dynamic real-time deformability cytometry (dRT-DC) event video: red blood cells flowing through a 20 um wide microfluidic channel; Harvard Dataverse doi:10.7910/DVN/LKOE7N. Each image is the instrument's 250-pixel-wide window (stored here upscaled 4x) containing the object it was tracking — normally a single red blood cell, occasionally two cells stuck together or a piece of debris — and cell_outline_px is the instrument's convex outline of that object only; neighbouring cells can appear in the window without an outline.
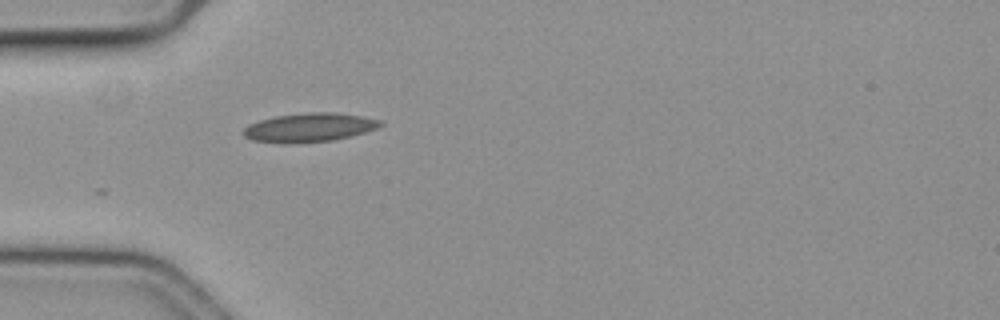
{"species": "common noctule bat (a hibernating species)", "species_latin": "Nyctalus noctula", "temperature_condition": "cold", "stored_images_in_passage": 10, "camera_frame_rate_fps": 3000, "um_per_image_px": 0.085, "animal": {"sex": "female", "body_mass_g": 19.3, "forearm_length_mm": 54.1}, "frame": {"image": 1, "passage_image": 1, "time_ms": 0.0, "image_size_px": [1000, 320], "cell_outline_px": [[384, 124], [376, 128], [364, 132], [332, 140], [296, 144], [280, 144], [252, 140], [244, 136], [240, 132], [248, 124], [260, 120], [276, 116], [308, 112], [336, 112], [364, 116], [384, 120]], "centroid_in_image_um": [26.27, 10.84], "position_along_channel_um": 58.7, "area_um2": 23.41}}
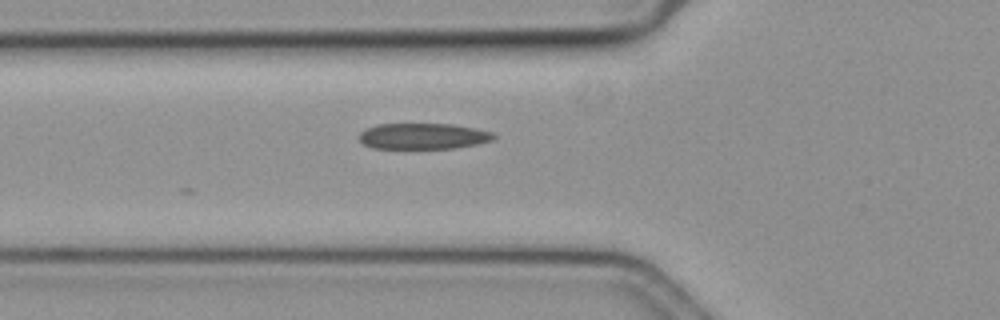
{"frame": {"image": 2, "passage_image": 4, "time_ms": 1.0, "image_size_px": [1000, 320], "cell_outline_px": [[496, 136], [492, 140], [476, 144], [452, 148], [372, 148], [364, 144], [360, 140], [360, 132], [364, 128], [376, 124], [452, 124], [496, 132]], "centroid_in_image_um": [35.96, 11.56], "position_along_channel_um": 89.8, "area_um2": 20.35}}
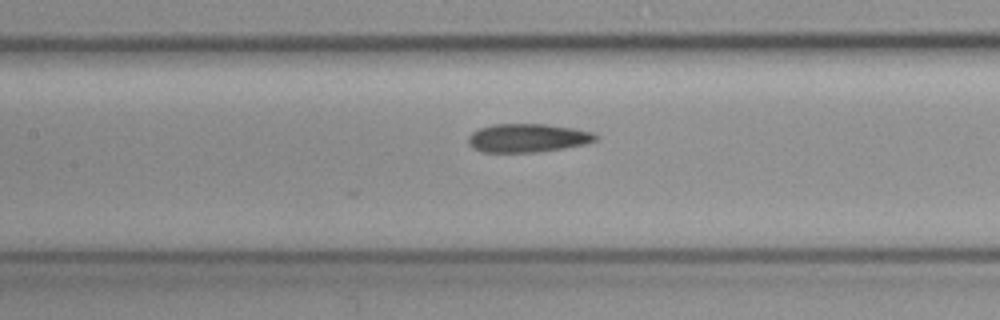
{"frame": {"image": 3, "passage_image": 10, "time_ms": 3.0, "image_size_px": [1000, 320], "cell_outline_px": [[600, 136], [596, 140], [584, 144], [564, 148], [536, 152], [484, 152], [472, 148], [468, 144], [468, 136], [472, 132], [480, 128], [492, 124], [548, 124], [596, 132]], "centroid_in_image_um": [44.86, 11.72], "position_along_channel_um": 162.5, "area_um2": 21.33}}